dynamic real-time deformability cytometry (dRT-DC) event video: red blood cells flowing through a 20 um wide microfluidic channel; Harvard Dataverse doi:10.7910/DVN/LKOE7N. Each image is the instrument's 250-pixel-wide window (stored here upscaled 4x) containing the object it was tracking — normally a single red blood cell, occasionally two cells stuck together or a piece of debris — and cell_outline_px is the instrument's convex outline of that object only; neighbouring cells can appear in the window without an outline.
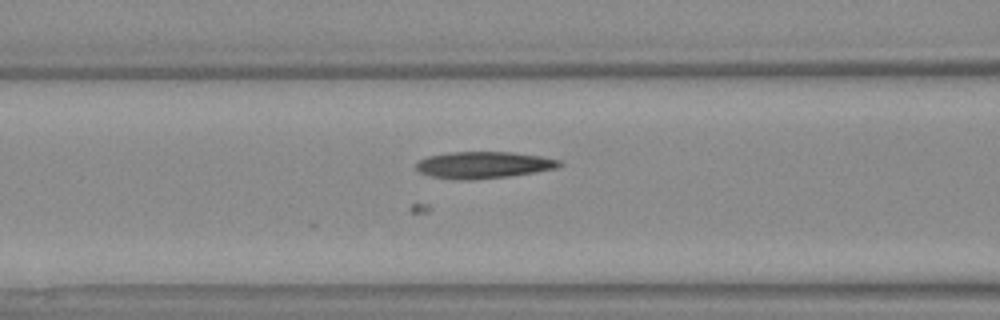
{"species": "Egyptian fruit bat (a non-hibernating species)", "species_latin": "Rousettus aegyptiacus", "temperature_condition": "warm", "stored_images_in_passage": 37, "camera_frame_rate_fps": 3000, "um_per_image_px": 0.085, "animal": {"sex": "female"}, "frame": {"image": 1, "passage_image": 7, "time_ms": 2.0, "image_size_px": [1000, 320], "cell_outline_px": [[564, 164], [556, 168], [536, 172], [508, 176], [472, 180], [456, 180], [432, 176], [420, 172], [416, 168], [416, 164], [420, 160], [428, 156], [448, 152], [512, 152], [540, 156], [560, 160]], "centroid_in_image_um": [41.11, 14.02], "position_along_channel_um": 125.5, "area_um2": 22.31}}